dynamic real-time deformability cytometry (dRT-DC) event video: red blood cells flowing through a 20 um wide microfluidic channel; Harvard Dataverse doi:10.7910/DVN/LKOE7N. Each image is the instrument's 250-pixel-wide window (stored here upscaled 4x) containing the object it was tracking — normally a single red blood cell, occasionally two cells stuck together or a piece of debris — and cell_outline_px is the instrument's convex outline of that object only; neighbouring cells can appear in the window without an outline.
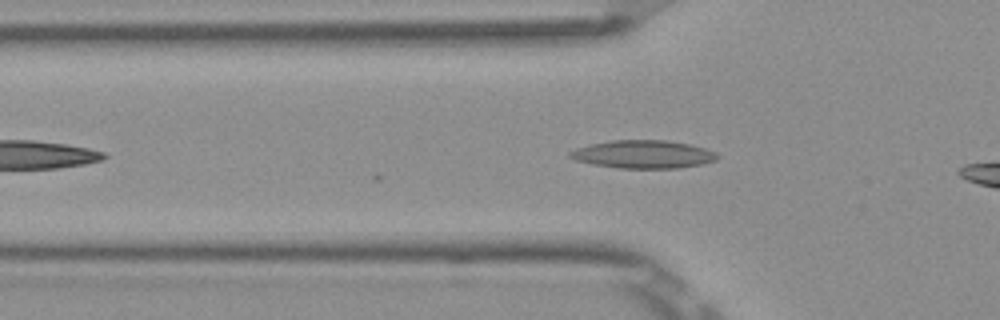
{"species": "Egyptian fruit bat (a non-hibernating species)", "species_latin": "Rousettus aegyptiacus", "temperature_condition": "room temperature", "stored_images_in_passage": 3, "camera_frame_rate_fps": 3000, "um_per_image_px": 0.085, "frame": {"image": 1, "passage_image": 3, "time_ms": 0.667, "image_size_px": [1000, 320], "cell_outline_px": [[720, 156], [716, 160], [704, 164], [680, 168], [620, 168], [592, 164], [576, 160], [568, 156], [568, 152], [576, 148], [588, 144], [612, 140], [668, 140], [688, 144], [704, 148], [716, 152]], "centroid_in_image_um": [54.68, 13.11], "position_along_channel_um": 71.1, "area_um2": 24.22}}